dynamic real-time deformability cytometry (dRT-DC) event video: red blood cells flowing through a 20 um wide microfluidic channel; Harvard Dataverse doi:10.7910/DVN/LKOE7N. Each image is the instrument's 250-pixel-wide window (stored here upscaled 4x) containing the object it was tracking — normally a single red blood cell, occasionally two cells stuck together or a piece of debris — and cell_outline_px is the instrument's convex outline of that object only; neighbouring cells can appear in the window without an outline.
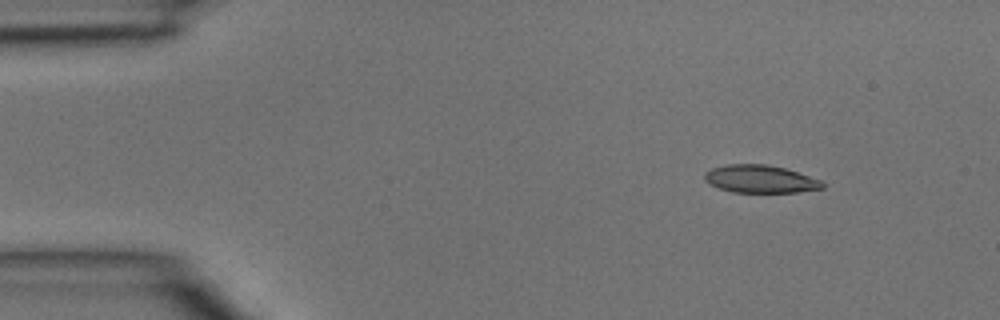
{"species": "common noctule bat (a hibernating species)", "species_latin": "Nyctalus noctula", "temperature_condition": "room temperature", "stored_images_in_passage": 4, "camera_frame_rate_fps": 3000, "um_per_image_px": 0.085, "animal": {"sex": "male", "body_mass_g": 15.6}, "frame": {"image": 1, "passage_image": 2, "time_ms": 0.333, "image_size_px": [1000, 320], "cell_outline_px": [[824, 188], [796, 192], [732, 192], [708, 184], [704, 180], [704, 172], [712, 168], [724, 164], [768, 164], [784, 168], [820, 180], [824, 184]], "centroid_in_image_um": [64.56, 15.21], "position_along_channel_um": 20.4, "area_um2": 19.02}}
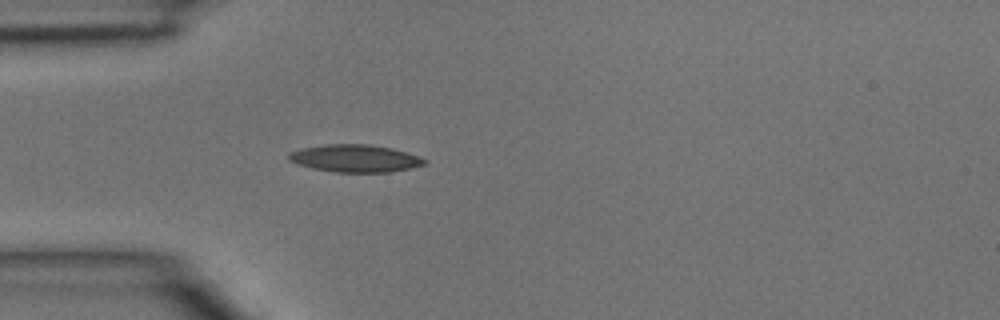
{"frame": {"image": 2, "passage_image": 4, "time_ms": 1.0, "image_size_px": [1000, 320], "cell_outline_px": [[428, 160], [424, 164], [412, 168], [392, 172], [336, 172], [312, 168], [288, 160], [288, 152], [304, 148], [328, 144], [368, 144], [392, 148]], "centroid_in_image_um": [30.18, 13.46], "position_along_channel_um": 54.8, "area_um2": 21.5}}